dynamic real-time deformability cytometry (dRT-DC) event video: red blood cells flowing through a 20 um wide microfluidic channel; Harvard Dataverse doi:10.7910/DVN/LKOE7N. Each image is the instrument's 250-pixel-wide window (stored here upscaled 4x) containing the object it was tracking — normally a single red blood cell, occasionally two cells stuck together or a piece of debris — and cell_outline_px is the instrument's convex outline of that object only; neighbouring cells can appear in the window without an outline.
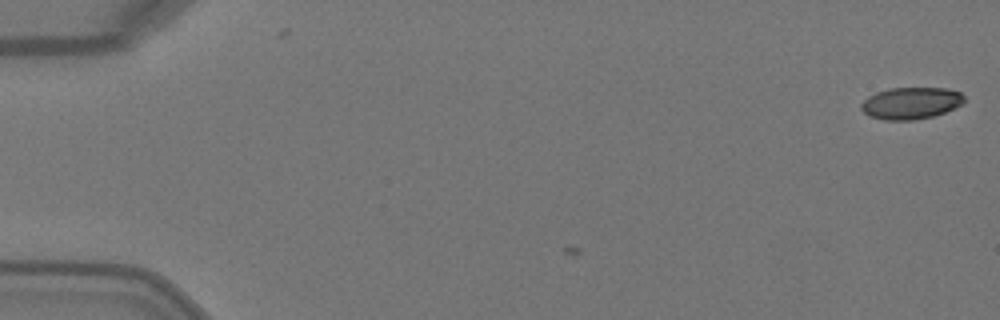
{"species": "Egyptian fruit bat (a non-hibernating species)", "species_latin": "Rousettus aegyptiacus", "temperature_condition": "warm", "stored_images_in_passage": 2, "camera_frame_rate_fps": 3000, "um_per_image_px": 0.085, "animal": {"sex": "female"}, "frame": {"image": 1, "passage_image": 2, "time_ms": 0.333, "image_size_px": [1000, 320], "cell_outline_px": [[964, 100], [960, 104], [944, 112], [932, 116], [912, 120], [884, 120], [868, 116], [860, 108], [860, 104], [868, 96], [876, 92], [888, 88], [948, 88], [960, 92], [964, 96]], "centroid_in_image_um": [77.38, 8.76], "position_along_channel_um": 7.6, "area_um2": 19.07}}